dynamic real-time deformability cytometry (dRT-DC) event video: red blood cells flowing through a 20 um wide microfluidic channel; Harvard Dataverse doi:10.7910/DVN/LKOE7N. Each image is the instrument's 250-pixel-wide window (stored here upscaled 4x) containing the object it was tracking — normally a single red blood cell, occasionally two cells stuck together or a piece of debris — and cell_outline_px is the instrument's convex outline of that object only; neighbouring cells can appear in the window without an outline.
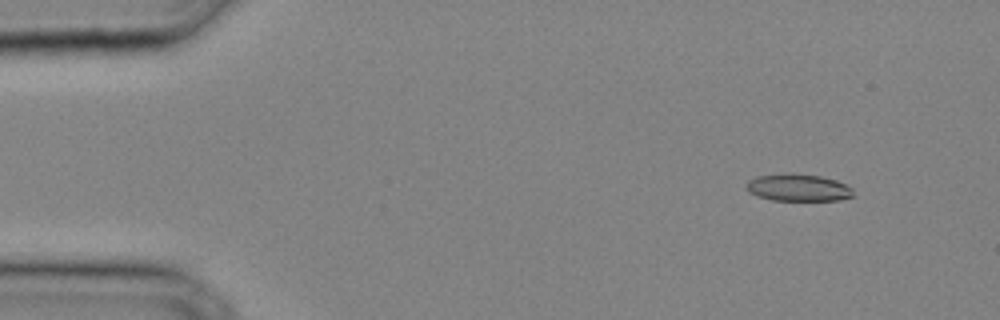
{"species": "common noctule bat (a hibernating species)", "species_latin": "Nyctalus noctula", "temperature_condition": "cold", "stored_images_in_passage": 11, "camera_frame_rate_fps": 3000, "um_per_image_px": 0.085, "animal": {"sex": "male", "body_mass_g": 20.4}, "frame": {"image": 1, "passage_image": 4, "time_ms": 1.0, "image_size_px": [1000, 320], "cell_outline_px": [[852, 196], [840, 200], [772, 200], [756, 196], [748, 192], [748, 180], [756, 176], [792, 172], [820, 176], [836, 180], [852, 188]], "centroid_in_image_um": [67.82, 15.94], "position_along_channel_um": 17.2, "area_um2": 16.94}}